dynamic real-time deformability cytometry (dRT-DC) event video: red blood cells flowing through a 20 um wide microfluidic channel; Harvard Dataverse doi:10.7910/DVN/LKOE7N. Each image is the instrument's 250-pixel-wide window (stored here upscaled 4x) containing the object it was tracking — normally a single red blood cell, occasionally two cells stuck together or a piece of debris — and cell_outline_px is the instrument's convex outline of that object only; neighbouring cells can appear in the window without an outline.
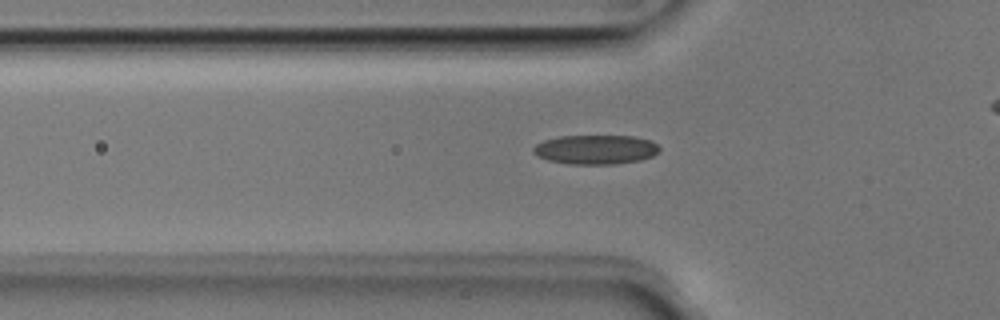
{"species": "Egyptian fruit bat (a non-hibernating species)", "species_latin": "Rousettus aegyptiacus", "temperature_condition": "room temperature", "stored_images_in_passage": 39, "camera_frame_rate_fps": 3000, "um_per_image_px": 0.085, "animal": {"sex": "male"}, "frame": {"image": 1, "passage_image": 12, "time_ms": 3.667, "image_size_px": [1000, 320], "cell_outline_px": [[660, 152], [652, 156], [640, 160], [616, 164], [568, 164], [548, 160], [536, 156], [532, 152], [532, 148], [536, 144], [544, 140], [560, 136], [632, 136], [648, 140], [656, 144], [660, 148]], "centroid_in_image_um": [50.6, 12.72], "position_along_channel_um": 75.2, "area_um2": 21.62}}
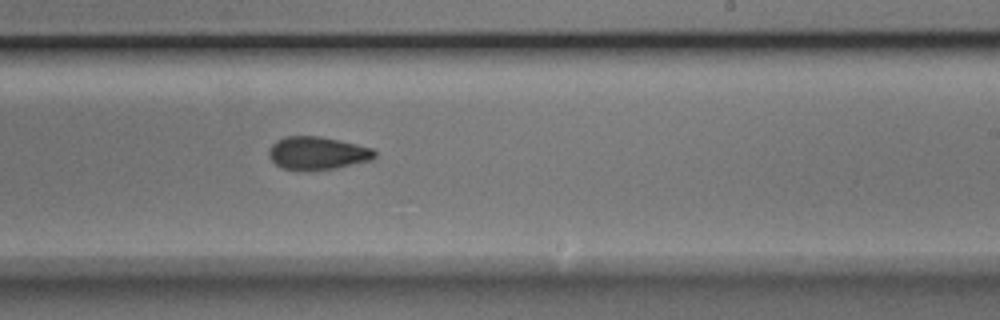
{"frame": {"image": 2, "passage_image": 26, "time_ms": 8.333, "image_size_px": [1000, 320], "cell_outline_px": [[376, 156], [372, 160], [336, 168], [284, 168], [276, 164], [268, 156], [268, 148], [276, 140], [284, 136], [320, 136], [356, 144], [372, 148], [376, 152]], "centroid_in_image_um": [26.98, 12.98], "position_along_channel_um": 262.0, "area_um2": 19.88}}
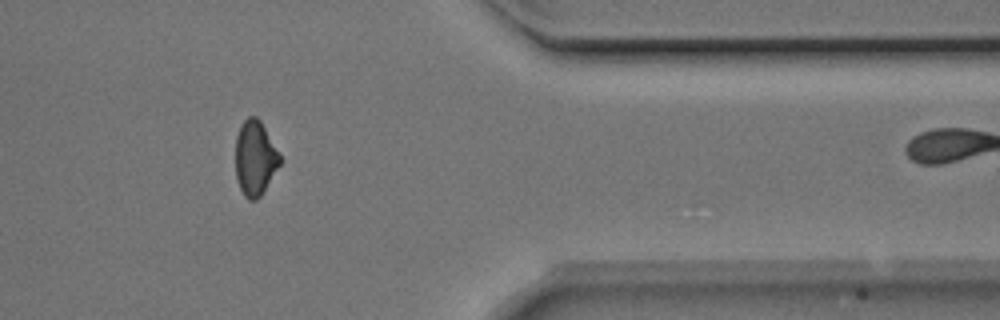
{"frame": {"image": 3, "passage_image": 37, "time_ms": 12.0, "image_size_px": [1000, 320], "cell_outline_px": [[280, 164], [260, 196], [256, 200], [248, 200], [244, 196], [236, 180], [236, 136], [240, 124], [248, 116], [256, 116], [260, 120], [280, 156]], "centroid_in_image_um": [21.65, 13.43], "position_along_channel_um": 389.8, "area_um2": 19.13}}